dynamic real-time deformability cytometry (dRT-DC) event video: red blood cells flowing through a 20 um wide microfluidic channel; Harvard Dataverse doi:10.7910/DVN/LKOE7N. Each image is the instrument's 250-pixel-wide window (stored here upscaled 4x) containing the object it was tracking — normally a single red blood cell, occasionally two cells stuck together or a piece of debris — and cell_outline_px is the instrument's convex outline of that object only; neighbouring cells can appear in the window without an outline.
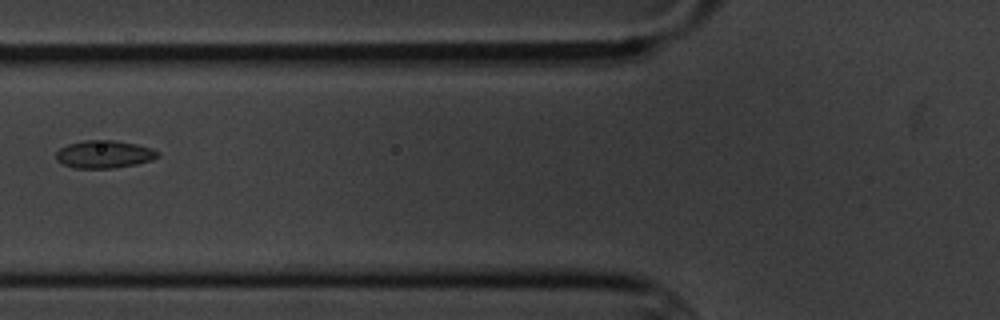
{"species": "common noctule bat (a hibernating species)", "species_latin": "Nyctalus noctula", "temperature_condition": "cold", "stored_images_in_passage": 12, "camera_frame_rate_fps": 3000, "um_per_image_px": 0.085, "animal": {"sex": "male", "body_mass_g": 20.1, "forearm_length_mm": 53.5}, "frame": {"image": 1, "passage_image": 3, "time_ms": 2.667, "image_size_px": [1000, 320], "cell_outline_px": [[160, 156], [152, 160], [136, 164], [112, 168], [76, 168], [64, 164], [56, 160], [56, 152], [60, 148], [68, 144], [84, 140], [112, 140], [136, 144], [152, 148], [160, 152]], "centroid_in_image_um": [8.87, 13.11], "position_along_channel_um": 116.9, "area_um2": 16.42}}
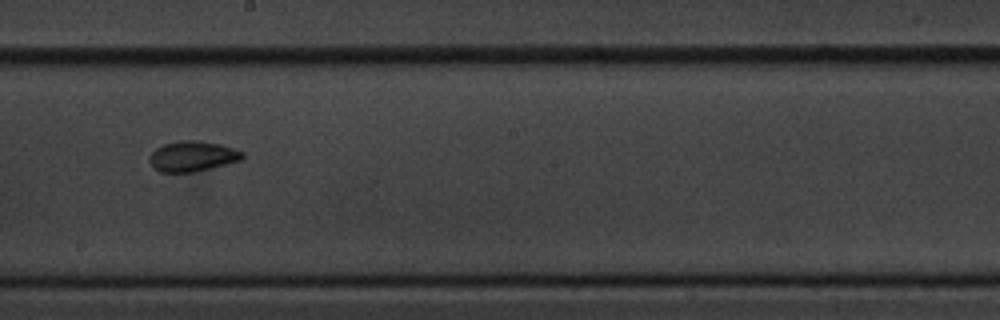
{"frame": {"image": 2, "passage_image": 6, "time_ms": 6.0, "image_size_px": [1000, 320], "cell_outline_px": [[244, 156], [240, 160], [192, 172], [160, 172], [152, 168], [148, 160], [148, 156], [156, 148], [164, 144], [180, 140], [200, 140], [220, 144], [244, 152]], "centroid_in_image_um": [16.3, 13.27], "position_along_channel_um": 231.9, "area_um2": 16.42}}
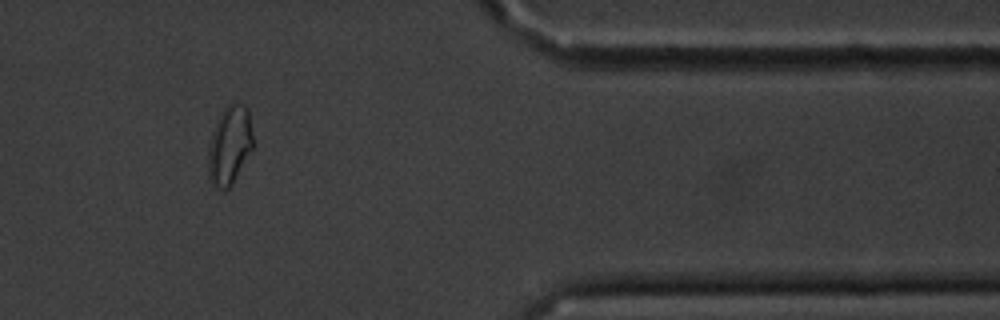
{"frame": {"image": 3, "passage_image": 10, "time_ms": 11.333, "image_size_px": [1000, 320], "cell_outline_px": [[252, 148], [232, 184], [228, 188], [216, 188], [212, 184], [208, 176], [208, 148], [212, 132], [220, 112], [232, 100], [248, 108], [252, 136]], "centroid_in_image_um": [19.49, 12.31], "position_along_channel_um": 391.9, "area_um2": 20.4}}